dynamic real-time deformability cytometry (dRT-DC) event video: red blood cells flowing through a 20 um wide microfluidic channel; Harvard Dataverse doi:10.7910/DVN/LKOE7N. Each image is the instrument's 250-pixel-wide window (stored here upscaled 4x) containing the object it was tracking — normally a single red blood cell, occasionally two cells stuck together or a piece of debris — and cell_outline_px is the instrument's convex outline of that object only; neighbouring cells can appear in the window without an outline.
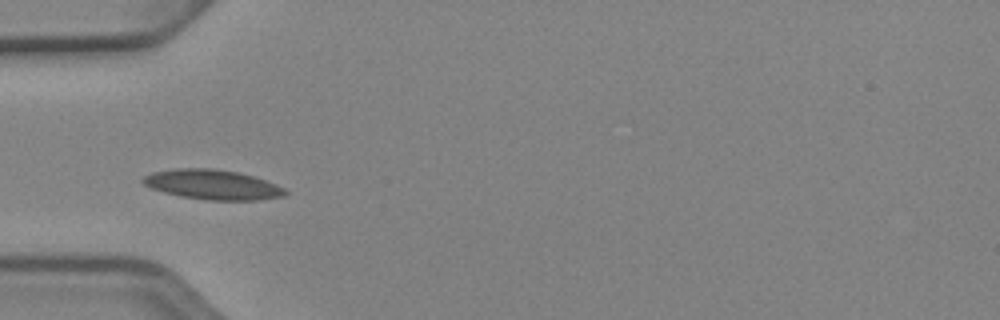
{"species": "Egyptian fruit bat (a non-hibernating species)", "species_latin": "Rousettus aegyptiacus", "temperature_condition": "cold", "stored_images_in_passage": 36, "camera_frame_rate_fps": 3000, "um_per_image_px": 0.085, "animal": {"sex": "female"}, "frame": {"image": 1, "passage_image": 1, "time_ms": 0.0, "image_size_px": [1000, 320], "cell_outline_px": [[288, 192], [284, 196], [256, 200], [208, 200], [180, 196], [164, 192], [152, 188], [144, 184], [140, 180], [144, 176], [152, 172], [176, 168], [212, 168], [240, 172], [276, 184], [284, 188]], "centroid_in_image_um": [18.05, 15.68], "position_along_channel_um": 66.9, "area_um2": 24.68}}
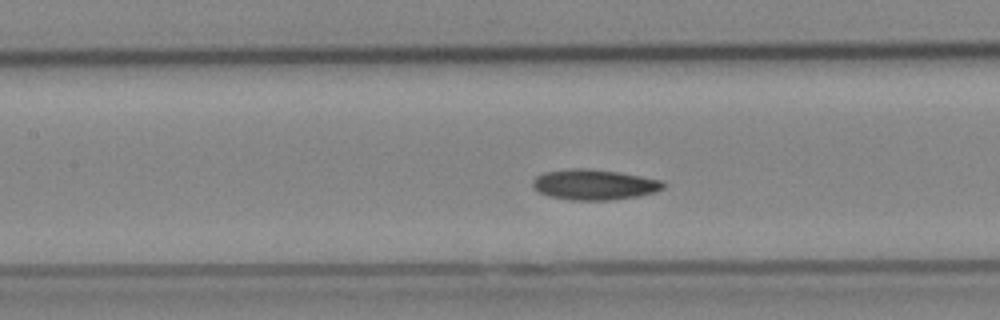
{"frame": {"image": 2, "passage_image": 8, "time_ms": 2.333, "image_size_px": [1000, 320], "cell_outline_px": [[664, 188], [656, 192], [636, 196], [608, 200], [572, 200], [548, 196], [540, 192], [532, 184], [532, 180], [536, 176], [544, 172], [572, 168], [588, 168], [620, 172], [660, 180], [664, 184]], "centroid_in_image_um": [50.49, 15.68], "position_along_channel_um": 156.9, "area_um2": 23.06}}
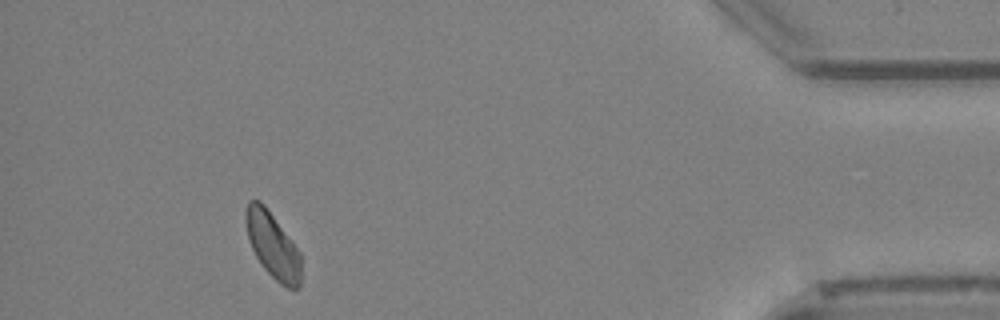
{"frame": {"image": 3, "passage_image": 32, "time_ms": 10.333, "image_size_px": [1000, 320], "cell_outline_px": [[300, 288], [288, 288], [280, 284], [264, 268], [256, 256], [248, 240], [244, 220], [244, 212], [248, 200], [260, 200], [264, 204], [292, 240], [300, 252]], "centroid_in_image_um": [23.15, 20.81], "position_along_channel_um": 412.0, "area_um2": 21.27}, "authors_computed_cell_mechanics": {"area_um2": 22.1085, "velocity_mm_per_s": 3.8994, "shape_relaxation_time_tau1_ms": 9.5775, "shape_relaxation_time_tau2_ms": null, "deformation_change_tau1": 0.1506, "deformation_change_tau2": null}}